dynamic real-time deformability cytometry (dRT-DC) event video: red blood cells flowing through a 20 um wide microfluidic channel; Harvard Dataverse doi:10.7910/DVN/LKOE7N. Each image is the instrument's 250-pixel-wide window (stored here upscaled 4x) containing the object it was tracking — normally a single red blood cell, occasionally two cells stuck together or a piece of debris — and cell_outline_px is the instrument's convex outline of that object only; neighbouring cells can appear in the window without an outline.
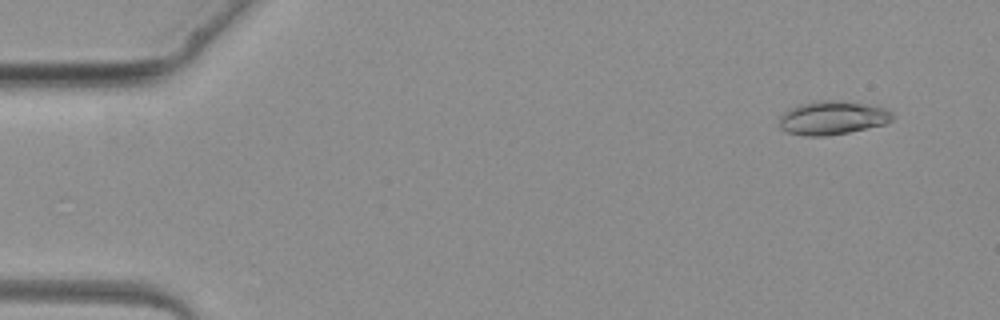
{"species": "common noctule bat (a hibernating species)", "species_latin": "Nyctalus noctula", "temperature_condition": "warm", "stored_images_in_passage": 3, "camera_frame_rate_fps": 3000, "um_per_image_px": 0.085, "animal": {"sex": "female", "body_mass_g": 19.3, "forearm_length_mm": 54.1}, "frame": {"image": 1, "passage_image": 1, "time_ms": 0.0, "image_size_px": [1000, 320], "cell_outline_px": [[892, 120], [884, 124], [848, 132], [824, 136], [804, 136], [788, 132], [780, 128], [780, 116], [788, 108], [800, 104], [816, 100], [840, 100], [868, 104], [884, 108], [892, 112]], "centroid_in_image_um": [70.73, 10.0], "position_along_channel_um": 14.3, "area_um2": 22.2}}